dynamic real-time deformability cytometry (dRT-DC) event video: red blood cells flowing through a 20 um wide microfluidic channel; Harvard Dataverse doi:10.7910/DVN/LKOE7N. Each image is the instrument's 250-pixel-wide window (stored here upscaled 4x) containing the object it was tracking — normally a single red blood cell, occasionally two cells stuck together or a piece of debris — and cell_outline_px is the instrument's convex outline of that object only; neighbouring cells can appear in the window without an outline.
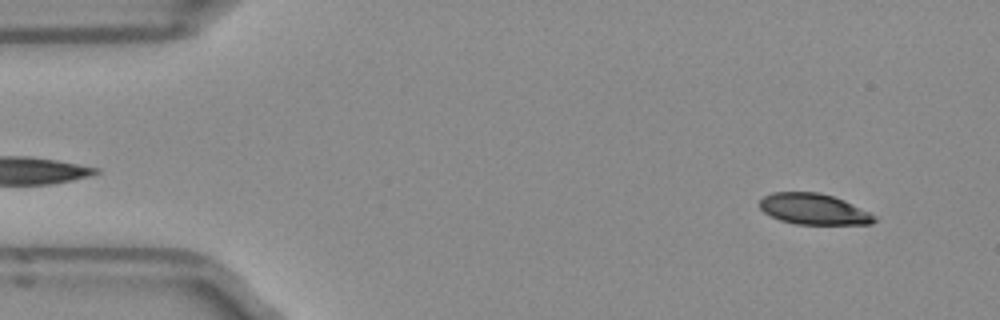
{"species": "Egyptian fruit bat (a non-hibernating species)", "species_latin": "Rousettus aegyptiacus", "temperature_condition": "room temperature", "stored_images_in_passage": 11, "camera_frame_rate_fps": 3000, "um_per_image_px": 0.085, "frame": {"image": 1, "passage_image": 4, "time_ms": 1.0, "image_size_px": [1000, 320], "cell_outline_px": [[876, 220], [872, 224], [796, 224], [780, 220], [764, 212], [760, 208], [760, 200], [764, 196], [772, 192], [816, 192], [832, 196], [844, 200], [876, 216]], "centroid_in_image_um": [69.15, 17.77], "position_along_channel_um": 15.9, "area_um2": 20.46}}